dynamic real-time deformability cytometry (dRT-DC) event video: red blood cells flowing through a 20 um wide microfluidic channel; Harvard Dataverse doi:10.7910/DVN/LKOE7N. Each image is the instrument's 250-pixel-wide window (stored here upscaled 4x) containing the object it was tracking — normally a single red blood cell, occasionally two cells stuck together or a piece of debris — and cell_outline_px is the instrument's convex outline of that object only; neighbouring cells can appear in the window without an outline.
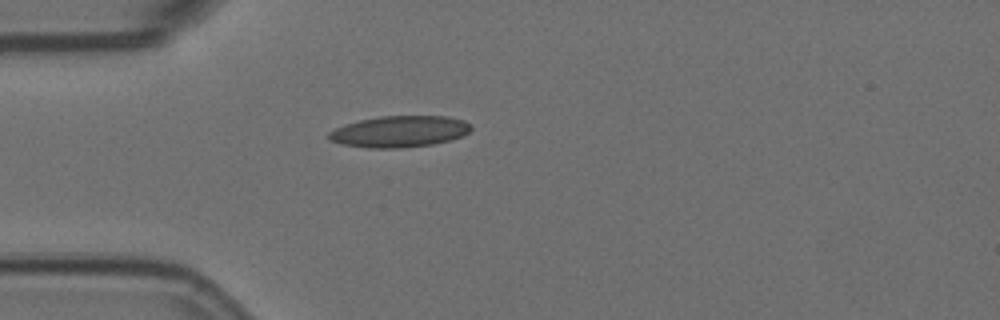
{"species": "Egyptian fruit bat (a non-hibernating species)", "species_latin": "Rousettus aegyptiacus", "temperature_condition": "room temperature", "stored_images_in_passage": 1, "camera_frame_rate_fps": 3000, "um_per_image_px": 0.085, "animal": {"sex": "female"}, "frame": {"image": 1, "passage_image": 1, "time_ms": 0.0, "image_size_px": [1000, 320], "cell_outline_px": [[472, 128], [468, 132], [452, 140], [432, 144], [400, 148], [368, 148], [344, 144], [332, 140], [328, 136], [328, 132], [344, 124], [360, 120], [380, 116], [448, 116], [464, 120], [472, 124]], "centroid_in_image_um": [33.99, 11.17], "position_along_channel_um": 51.0, "area_um2": 25.95}}